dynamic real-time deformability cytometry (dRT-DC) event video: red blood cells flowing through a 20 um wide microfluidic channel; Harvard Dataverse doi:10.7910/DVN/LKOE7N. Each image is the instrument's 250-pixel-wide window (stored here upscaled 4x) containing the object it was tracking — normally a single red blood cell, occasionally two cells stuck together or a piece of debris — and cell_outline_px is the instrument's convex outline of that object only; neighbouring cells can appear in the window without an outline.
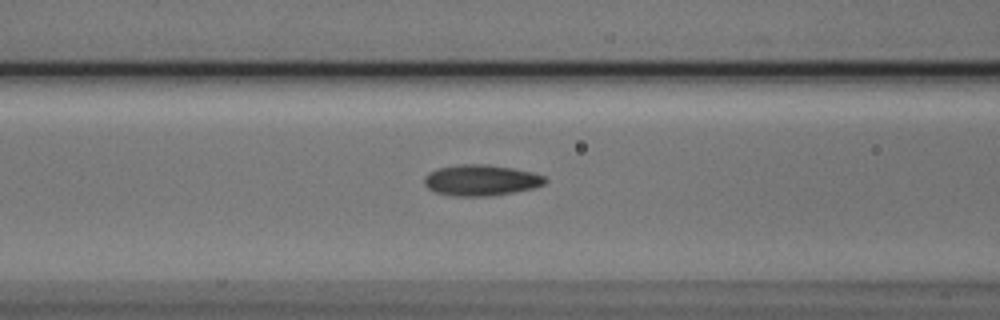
{"species": "Egyptian fruit bat (a non-hibernating species)", "species_latin": "Rousettus aegyptiacus", "temperature_condition": "cold", "stored_images_in_passage": 37, "camera_frame_rate_fps": 3000, "um_per_image_px": 0.085, "animal": {"sex": "male"}, "frame": {"image": 1, "passage_image": 12, "time_ms": 3.667, "image_size_px": [1000, 320], "cell_outline_px": [[548, 180], [544, 184], [532, 188], [512, 192], [488, 196], [452, 196], [436, 192], [428, 188], [424, 184], [424, 176], [428, 172], [436, 168], [456, 164], [488, 164], [512, 168], [532, 172], [544, 176]], "centroid_in_image_um": [40.84, 15.3], "position_along_channel_um": 125.8, "area_um2": 21.91}}
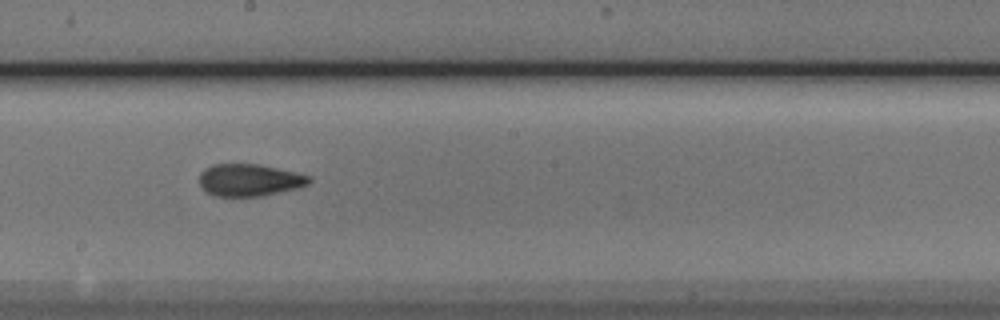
{"frame": {"image": 2, "passage_image": 20, "time_ms": 6.333, "image_size_px": [1000, 320], "cell_outline_px": [[312, 180], [308, 184], [296, 188], [260, 196], [216, 196], [208, 192], [200, 184], [200, 172], [204, 168], [212, 164], [260, 164], [296, 172], [308, 176]], "centroid_in_image_um": [21.19, 15.29], "position_along_channel_um": 227.0, "area_um2": 20.4}}
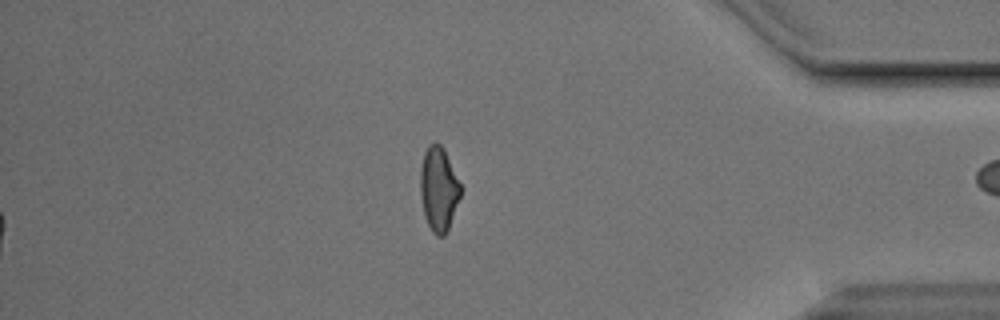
{"frame": {"image": 3, "passage_image": 36, "time_ms": 11.667, "image_size_px": [1000, 320], "cell_outline_px": [[460, 196], [448, 232], [444, 236], [436, 236], [432, 232], [424, 216], [420, 192], [420, 168], [424, 152], [428, 144], [440, 144], [444, 148], [460, 184]], "centroid_in_image_um": [37.27, 16.09], "position_along_channel_um": 397.9, "area_um2": 19.77}}